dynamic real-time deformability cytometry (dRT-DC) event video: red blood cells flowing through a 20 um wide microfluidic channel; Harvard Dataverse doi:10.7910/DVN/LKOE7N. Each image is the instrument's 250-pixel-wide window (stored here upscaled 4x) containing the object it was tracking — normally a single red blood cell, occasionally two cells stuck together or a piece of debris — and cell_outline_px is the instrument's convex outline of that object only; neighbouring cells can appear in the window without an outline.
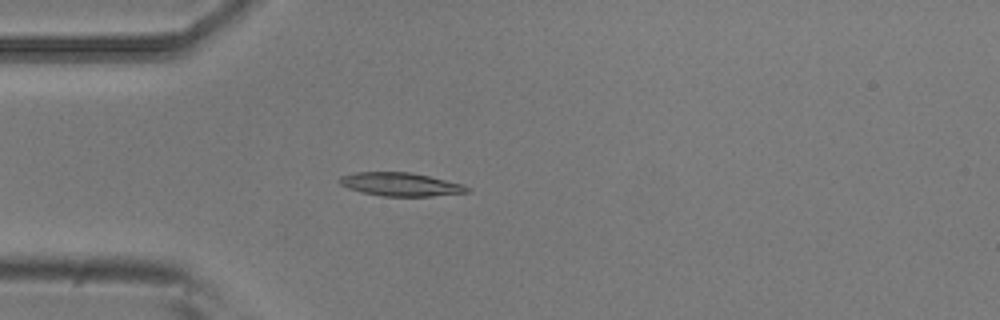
{"species": "common noctule bat (a hibernating species)", "species_latin": "Nyctalus noctula", "temperature_condition": "room temperature", "stored_images_in_passage": 3, "camera_frame_rate_fps": 3000, "um_per_image_px": 0.085, "animal": {"sex": "male", "body_mass_g": 20.5, "forearm_length_mm": 52.5}, "frame": {"image": 1, "passage_image": 3, "time_ms": 0.667, "image_size_px": [1000, 320], "cell_outline_px": [[468, 192], [432, 196], [384, 196], [360, 192], [348, 188], [340, 184], [336, 180], [340, 176], [356, 172], [412, 172], [464, 184], [468, 188]], "centroid_in_image_um": [34.01, 15.66], "position_along_channel_um": 51.0, "area_um2": 17.46}}